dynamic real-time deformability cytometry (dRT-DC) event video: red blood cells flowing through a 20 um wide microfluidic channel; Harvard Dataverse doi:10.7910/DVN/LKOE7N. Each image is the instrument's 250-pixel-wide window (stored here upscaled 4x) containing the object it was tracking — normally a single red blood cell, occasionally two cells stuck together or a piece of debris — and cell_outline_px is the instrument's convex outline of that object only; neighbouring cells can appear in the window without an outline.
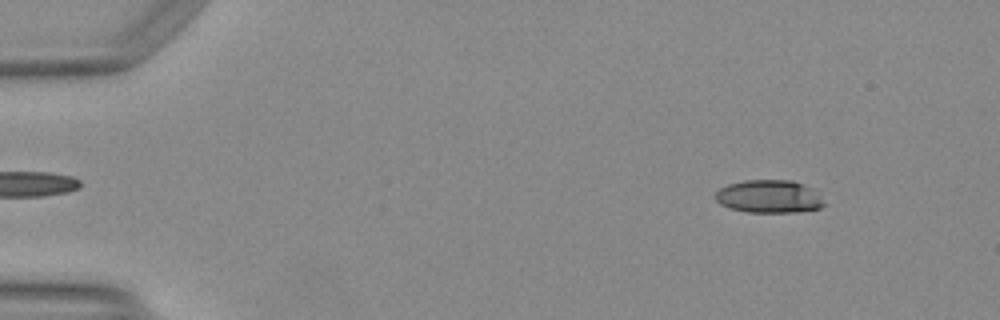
{"species": "Egyptian fruit bat (a non-hibernating species)", "species_latin": "Rousettus aegyptiacus", "temperature_condition": "warm", "stored_images_in_passage": 15, "camera_frame_rate_fps": 3000, "um_per_image_px": 0.085, "animal": {"sex": "female"}, "frame": {"image": 1, "passage_image": 1, "time_ms": 0.0, "image_size_px": [1000, 320], "cell_outline_px": [[828, 204], [820, 208], [796, 212], [748, 212], [728, 208], [720, 204], [716, 200], [716, 192], [720, 188], [728, 184], [744, 180], [792, 180], [808, 188]], "centroid_in_image_um": [65.32, 16.71], "position_along_channel_um": 19.7, "area_um2": 20.63}}
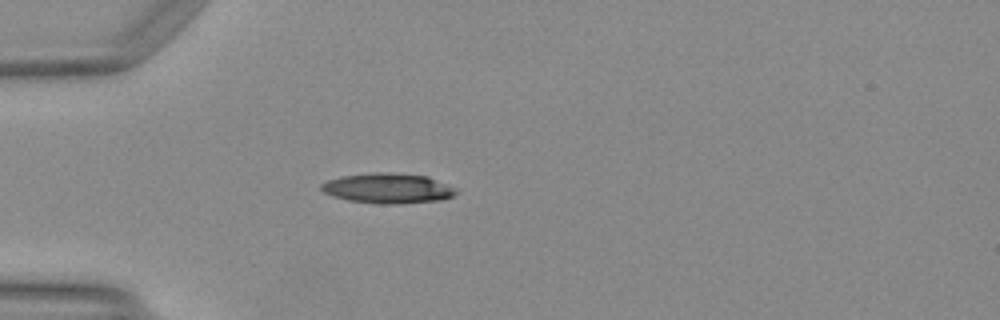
{"frame": {"image": 2, "passage_image": 10, "time_ms": 3.0, "image_size_px": [1000, 320], "cell_outline_px": [[460, 192], [452, 196], [440, 200], [400, 204], [380, 204], [348, 200], [332, 196], [324, 192], [320, 188], [320, 184], [328, 180], [340, 176], [372, 172], [392, 172], [428, 176], [456, 188]], "centroid_in_image_um": [32.97, 16.0], "position_along_channel_um": 52.0, "area_um2": 23.93}}
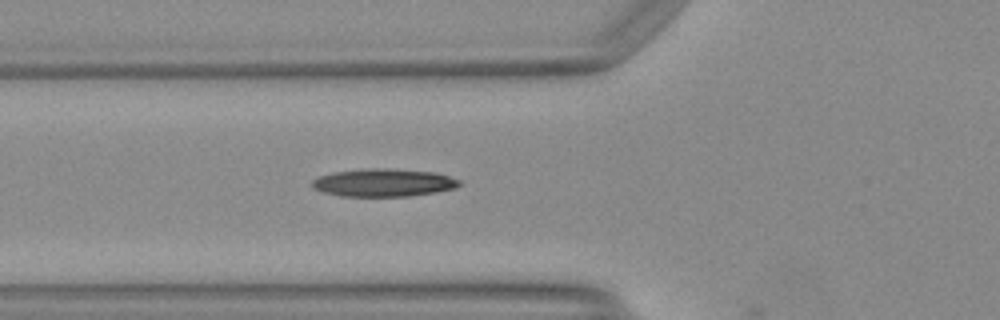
{"frame": {"image": 3, "passage_image": 14, "time_ms": 4.333, "image_size_px": [1000, 320], "cell_outline_px": [[460, 184], [456, 188], [408, 196], [340, 196], [324, 192], [312, 188], [308, 184], [312, 180], [320, 176], [332, 172], [360, 168], [384, 168], [432, 172], [448, 176], [460, 180]], "centroid_in_image_um": [32.51, 15.52], "position_along_channel_um": 93.3, "area_um2": 23.87}}